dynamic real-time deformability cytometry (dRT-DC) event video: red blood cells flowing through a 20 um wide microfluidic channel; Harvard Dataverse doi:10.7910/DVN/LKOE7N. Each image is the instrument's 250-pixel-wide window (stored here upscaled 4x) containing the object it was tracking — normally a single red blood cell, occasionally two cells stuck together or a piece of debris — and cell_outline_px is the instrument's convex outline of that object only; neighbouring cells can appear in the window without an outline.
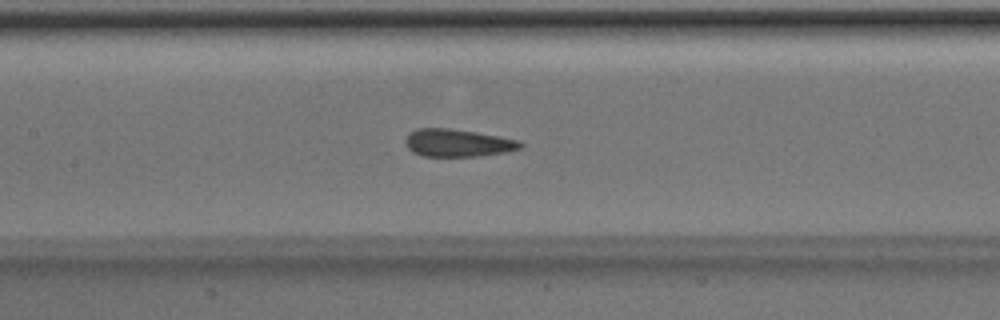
{"species": "Egyptian fruit bat (a non-hibernating species)", "species_latin": "Rousettus aegyptiacus", "temperature_condition": "room temperature", "stored_images_in_passage": 51, "camera_frame_rate_fps": 3000, "um_per_image_px": 0.085, "animal": {"sex": "male"}, "frame": {"image": 1, "passage_image": 24, "time_ms": 7.667, "image_size_px": [1000, 320], "cell_outline_px": [[524, 148], [504, 152], [480, 156], [424, 156], [412, 152], [408, 148], [404, 140], [416, 128], [448, 128], [476, 132], [520, 140], [524, 144]], "centroid_in_image_um": [38.94, 12.15], "position_along_channel_um": 168.5, "area_um2": 18.5}}
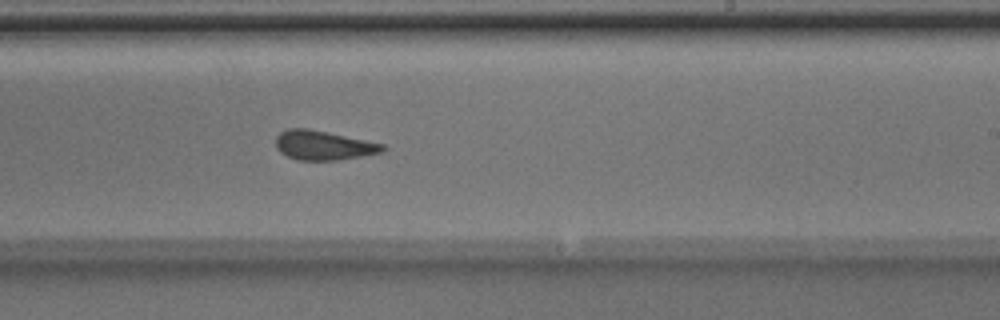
{"frame": {"image": 2, "passage_image": 31, "time_ms": 10.0, "image_size_px": [1000, 320], "cell_outline_px": [[388, 148], [384, 152], [340, 160], [296, 160], [280, 152], [276, 148], [276, 136], [280, 132], [288, 128], [308, 128], [328, 132], [384, 144]], "centroid_in_image_um": [27.5, 12.35], "position_along_channel_um": 261.5, "area_um2": 18.44}}
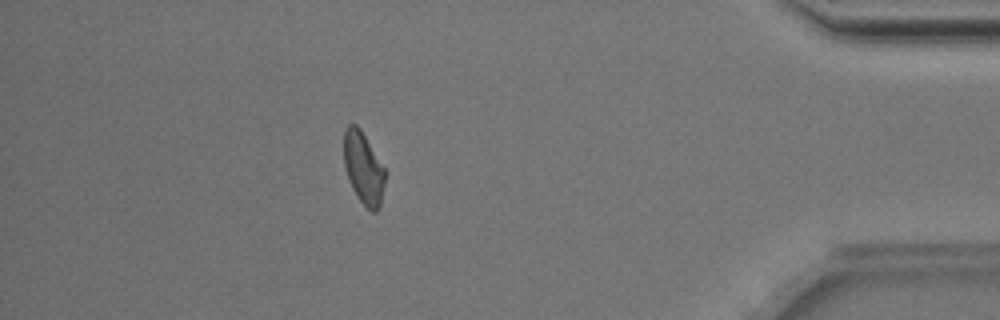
{"frame": {"image": 3, "passage_image": 45, "time_ms": 14.667, "image_size_px": [1000, 320], "cell_outline_px": [[384, 184], [380, 208], [376, 212], [372, 212], [356, 196], [352, 188], [344, 168], [344, 128], [348, 124], [356, 124], [360, 128], [384, 168]], "centroid_in_image_um": [30.87, 14.28], "position_along_channel_um": 404.3, "area_um2": 17.17}, "authors_computed_cell_mechanics": {"area_um2": 18.8428, "velocity_mm_per_s": 4.002, "shape_relaxation_time_tau1_ms": null, "shape_relaxation_time_tau2_ms": 1.1772, "deformation_change_tau1": null, "deformation_change_tau2": 0.0715}}